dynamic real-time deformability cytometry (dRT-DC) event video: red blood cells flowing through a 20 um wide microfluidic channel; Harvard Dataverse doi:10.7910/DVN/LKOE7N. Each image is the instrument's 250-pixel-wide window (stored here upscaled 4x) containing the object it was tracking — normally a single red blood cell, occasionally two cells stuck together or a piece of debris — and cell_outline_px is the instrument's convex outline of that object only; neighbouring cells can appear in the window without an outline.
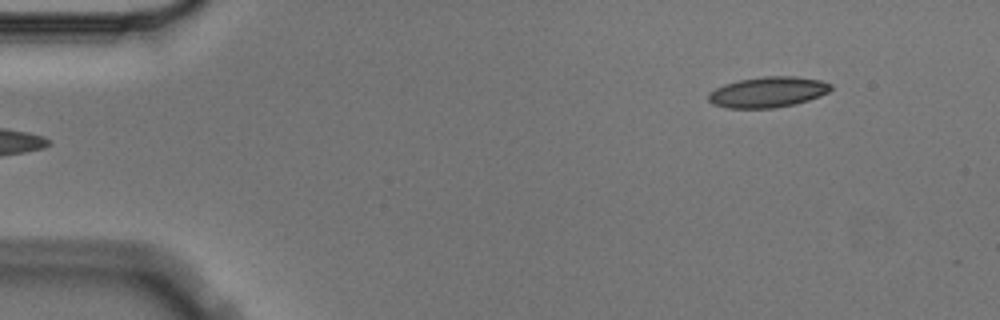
{"species": "Egyptian fruit bat (a non-hibernating species)", "species_latin": "Rousettus aegyptiacus", "temperature_condition": "cold", "stored_images_in_passage": 4, "camera_frame_rate_fps": 3000, "um_per_image_px": 0.085, "animal": {"sex": "male"}, "frame": {"image": 1, "passage_image": 4, "time_ms": 1.0, "image_size_px": [1000, 320], "cell_outline_px": [[832, 88], [828, 92], [820, 96], [808, 100], [792, 104], [772, 108], [728, 108], [712, 104], [708, 100], [708, 92], [724, 84], [736, 80], [764, 76], [796, 76], [820, 80], [832, 84]], "centroid_in_image_um": [65.24, 7.82], "position_along_channel_um": 19.8, "area_um2": 21.91}}